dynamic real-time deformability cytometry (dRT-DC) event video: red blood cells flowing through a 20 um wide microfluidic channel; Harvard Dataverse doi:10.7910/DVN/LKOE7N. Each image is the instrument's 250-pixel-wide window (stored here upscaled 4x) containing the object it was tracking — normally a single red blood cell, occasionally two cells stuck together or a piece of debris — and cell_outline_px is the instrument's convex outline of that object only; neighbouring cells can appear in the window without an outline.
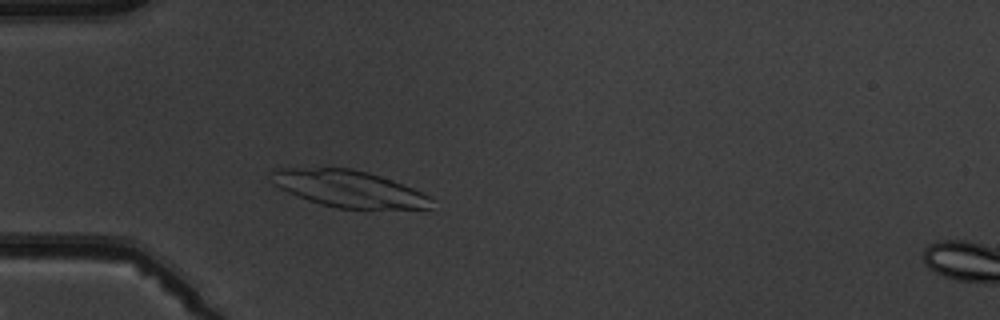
{"species": "common noctule bat (a hibernating species)", "species_latin": "Nyctalus noctula", "temperature_condition": "warm", "stored_images_in_passage": 4, "camera_frame_rate_fps": 3000, "um_per_image_px": 0.085, "animal": {"sex": "male", "body_mass_g": 19.5, "forearm_length_mm": 54.6}, "frame": {"image": 1, "passage_image": 3, "time_ms": 2.333, "image_size_px": [1000, 320], "cell_outline_px": [[432, 208], [336, 208], [320, 204], [308, 200], [288, 192], [272, 184], [268, 172], [272, 168], [352, 168], [368, 172], [392, 180], [412, 188], [428, 196], [432, 200]], "centroid_in_image_um": [29.55, 16.02], "position_along_channel_um": 55.4, "area_um2": 34.1}}